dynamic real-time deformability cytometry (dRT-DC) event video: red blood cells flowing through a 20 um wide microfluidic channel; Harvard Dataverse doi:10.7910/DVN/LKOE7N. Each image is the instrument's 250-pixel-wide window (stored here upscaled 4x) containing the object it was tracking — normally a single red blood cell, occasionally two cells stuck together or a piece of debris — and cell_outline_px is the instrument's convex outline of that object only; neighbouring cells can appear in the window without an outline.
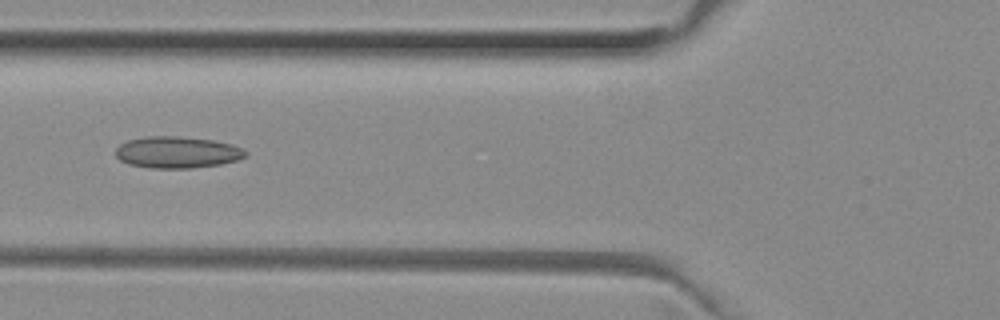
{"species": "common noctule bat (a hibernating species)", "species_latin": "Nyctalus noctula", "temperature_condition": "room temperature", "stored_images_in_passage": 12, "camera_frame_rate_fps": 3000, "um_per_image_px": 0.085, "animal": {"sex": "female", "body_mass_g": 29.2, "forearm_length_mm": 56.3}, "frame": {"image": 1, "passage_image": 7, "time_ms": 2.0, "image_size_px": [1000, 320], "cell_outline_px": [[248, 156], [236, 160], [220, 164], [192, 168], [152, 168], [128, 164], [120, 160], [116, 156], [116, 148], [120, 144], [128, 140], [148, 136], [176, 136], [212, 140], [232, 144], [244, 148], [248, 152]], "centroid_in_image_um": [15.08, 12.94], "position_along_channel_um": 110.7, "area_um2": 23.99}}
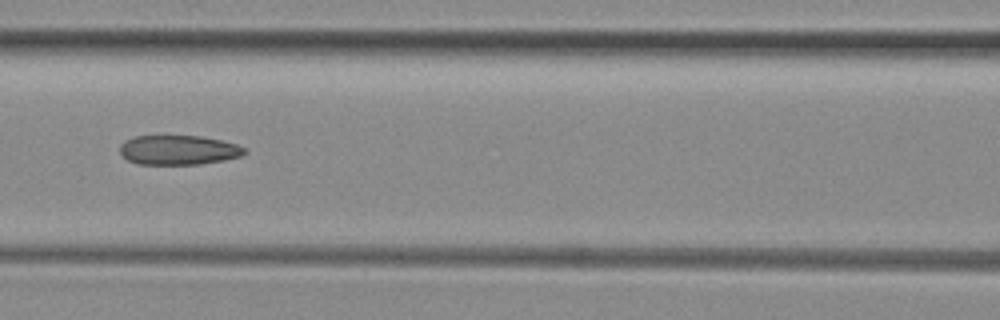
{"frame": {"image": 2, "passage_image": 10, "time_ms": 3.0, "image_size_px": [1000, 320], "cell_outline_px": [[248, 152], [240, 156], [224, 160], [200, 164], [136, 164], [128, 160], [120, 152], [120, 144], [124, 140], [136, 136], [200, 136], [220, 140], [236, 144], [244, 148]], "centroid_in_image_um": [15.15, 12.75], "position_along_channel_um": 151.4, "area_um2": 21.39}}